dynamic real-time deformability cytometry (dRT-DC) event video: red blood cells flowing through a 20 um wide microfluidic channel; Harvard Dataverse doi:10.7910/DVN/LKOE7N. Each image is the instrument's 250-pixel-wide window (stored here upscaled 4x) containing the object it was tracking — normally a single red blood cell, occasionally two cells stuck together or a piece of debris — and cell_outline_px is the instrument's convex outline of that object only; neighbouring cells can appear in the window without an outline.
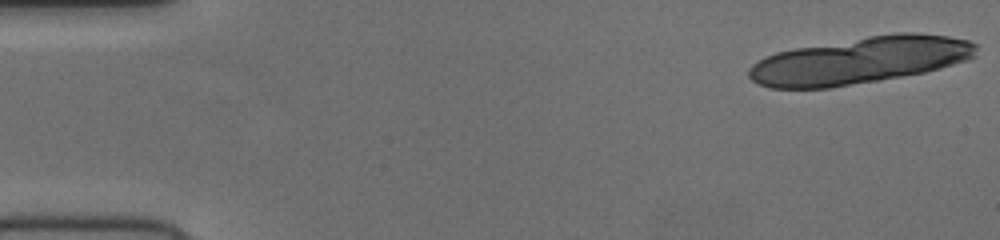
{"species": "human", "species_latin": "Homo sapiens", "temperature_condition": "cold", "stored_images_in_passage": 20, "camera_frame_rate_fps": 3000, "um_per_image_px": 0.085, "donor": {"sex": "female"}, "frame": {"image": 1, "passage_image": 1, "time_ms": 0.0, "image_size_px": [1000, 240], "cell_outline_px": [[976, 56], [968, 60], [940, 68], [924, 72], [880, 80], [828, 88], [768, 88], [752, 80], [748, 76], [748, 68], [752, 64], [776, 52], [796, 48], [868, 36], [896, 32], [916, 32], [948, 36], [968, 40], [976, 44]], "centroid_in_image_um": [73.12, 5.13], "position_along_channel_um": 11.9, "area_um2": 61.9}}
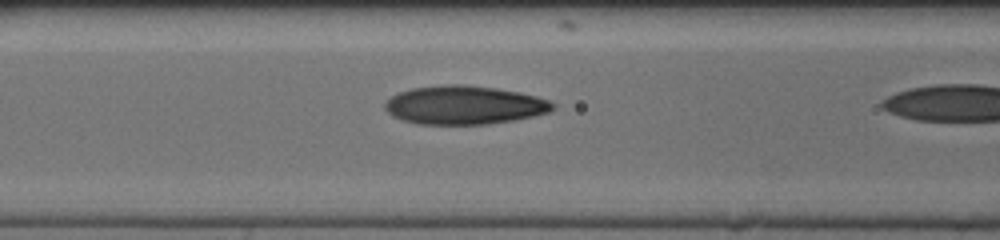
{"frame": {"image": 2, "passage_image": 19, "time_ms": 6.0, "image_size_px": [1000, 240], "cell_outline_px": [[556, 108], [548, 112], [532, 116], [512, 120], [484, 124], [420, 124], [404, 120], [392, 116], [384, 108], [384, 104], [392, 96], [400, 92], [412, 88], [444, 84], [464, 84], [496, 88], [520, 92], [536, 96], [548, 100], [556, 104]], "centroid_in_image_um": [39.47, 8.92], "position_along_channel_um": 127.1, "area_um2": 37.63}}